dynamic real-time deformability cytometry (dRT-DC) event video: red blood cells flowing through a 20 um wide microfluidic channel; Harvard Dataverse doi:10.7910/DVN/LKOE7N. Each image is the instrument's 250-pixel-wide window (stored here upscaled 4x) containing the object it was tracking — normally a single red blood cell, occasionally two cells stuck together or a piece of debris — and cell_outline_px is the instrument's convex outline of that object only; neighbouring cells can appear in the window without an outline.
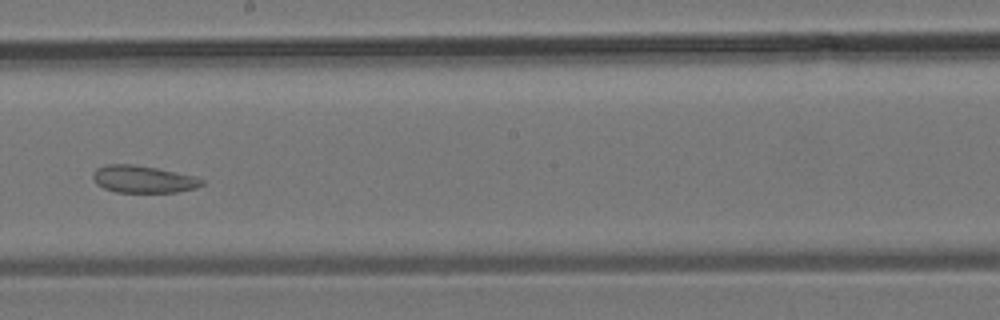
{"species": "common noctule bat (a hibernating species)", "species_latin": "Nyctalus noctula", "temperature_condition": "room temperature", "stored_images_in_passage": 36, "segment_of_instrument_passage": [2, 2], "camera_frame_rate_fps": 3000, "um_per_image_px": 0.085, "animal": {"sex": "male", "body_mass_g": 19.2, "forearm_length_mm": 51.8}, "frame": {"image": 1, "passage_image": 20, "time_ms": 6.333, "image_size_px": [1000, 320], "cell_outline_px": [[204, 184], [196, 188], [176, 192], [116, 192], [104, 188], [96, 184], [92, 176], [92, 172], [96, 168], [108, 164], [132, 164], [156, 168], [196, 176], [204, 180]], "centroid_in_image_um": [12.17, 15.23], "position_along_channel_um": 236.0, "area_um2": 17.34}}
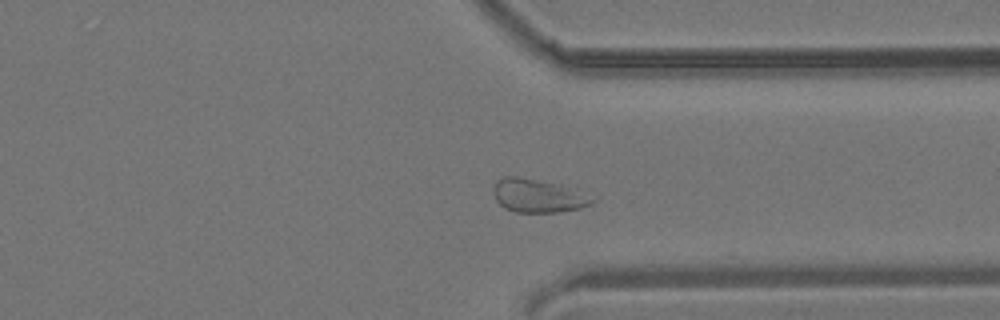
{"frame": {"image": 2, "passage_image": 27, "time_ms": 8.667, "image_size_px": [1000, 320], "cell_outline_px": [[596, 200], [592, 204], [580, 208], [556, 212], [516, 212], [504, 208], [496, 200], [492, 192], [492, 188], [496, 180], [504, 176], [516, 176], [536, 180], [552, 184]], "centroid_in_image_um": [45.56, 16.66], "position_along_channel_um": 365.8, "area_um2": 18.38}}
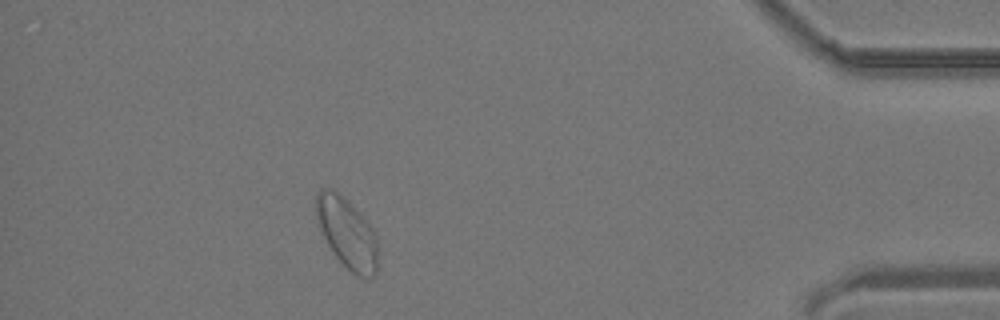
{"frame": {"image": 3, "passage_image": 32, "time_ms": 10.333, "image_size_px": [1000, 320], "cell_outline_px": [[376, 272], [368, 280], [356, 276], [336, 256], [328, 244], [320, 228], [316, 216], [316, 192], [320, 188], [332, 188], [348, 200], [372, 228], [376, 240]], "centroid_in_image_um": [29.47, 19.78], "position_along_channel_um": 405.7, "area_um2": 24.91}}